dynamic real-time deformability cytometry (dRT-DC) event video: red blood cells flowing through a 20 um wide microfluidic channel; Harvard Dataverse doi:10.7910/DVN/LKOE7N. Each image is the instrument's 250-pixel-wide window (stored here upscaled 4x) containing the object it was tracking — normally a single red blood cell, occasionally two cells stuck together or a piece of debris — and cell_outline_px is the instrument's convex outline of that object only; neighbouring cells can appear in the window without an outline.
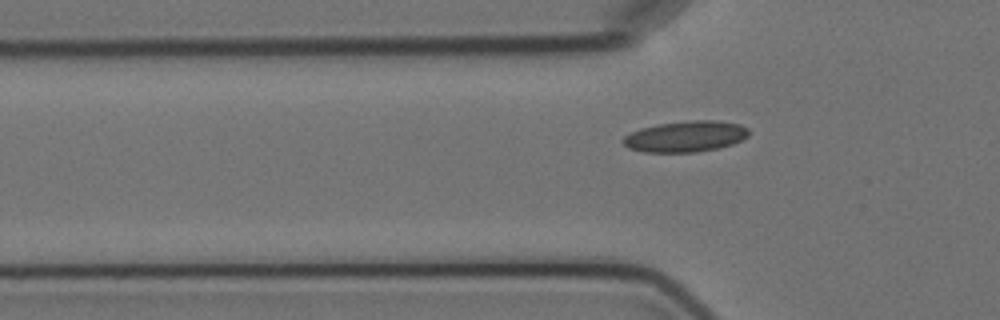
{"species": "Egyptian fruit bat (a non-hibernating species)", "species_latin": "Rousettus aegyptiacus", "temperature_condition": "cold", "stored_images_in_passage": 3, "camera_frame_rate_fps": 3000, "um_per_image_px": 0.085, "animal": {"sex": "female"}, "frame": {"image": 1, "passage_image": 3, "time_ms": 3.0, "image_size_px": [1000, 320], "cell_outline_px": [[748, 136], [732, 144], [716, 148], [696, 152], [644, 152], [628, 148], [620, 140], [624, 136], [640, 128], [660, 124], [692, 120], [716, 120], [740, 124], [748, 128]], "centroid_in_image_um": [58.25, 11.59], "position_along_channel_um": 67.5, "area_um2": 22.6}}